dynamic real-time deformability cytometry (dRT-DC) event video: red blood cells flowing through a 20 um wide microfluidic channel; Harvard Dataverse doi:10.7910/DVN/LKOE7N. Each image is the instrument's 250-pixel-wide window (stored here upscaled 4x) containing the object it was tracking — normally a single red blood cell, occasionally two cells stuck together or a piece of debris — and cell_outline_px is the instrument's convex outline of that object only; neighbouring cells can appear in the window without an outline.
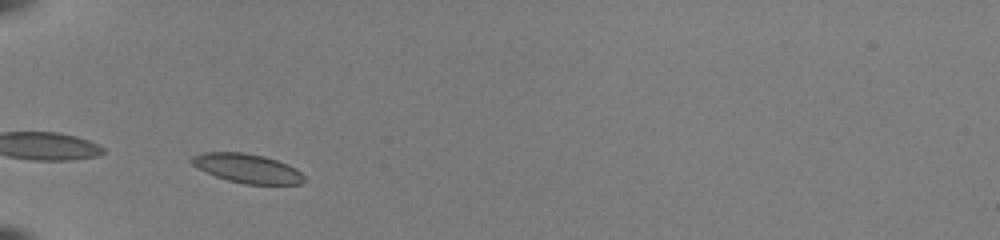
{"species": "common noctule bat (a hibernating species)", "species_latin": "Nyctalus noctula", "temperature_condition": "room temperature", "stored_images_in_passage": 31, "camera_frame_rate_fps": 3000, "um_per_image_px": 0.085, "animal": {"sex": "female", "body_mass_g": 22.0, "forearm_length_mm": 56.7}, "frame": {"image": 1, "passage_image": 1, "time_ms": 0.0, "image_size_px": [1000, 240], "cell_outline_px": [[304, 180], [300, 184], [244, 184], [228, 180], [216, 176], [192, 164], [188, 160], [192, 156], [204, 152], [244, 152], [264, 156], [288, 164], [296, 168], [304, 176]], "centroid_in_image_um": [21.02, 14.3], "position_along_channel_um": 64.0, "area_um2": 18.96}}
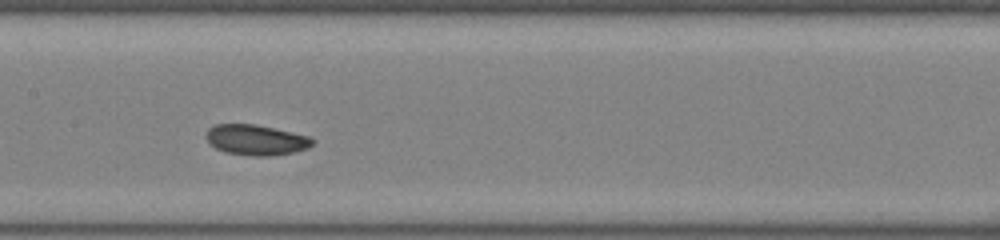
{"frame": {"image": 2, "passage_image": 11, "time_ms": 3.333, "image_size_px": [1000, 240], "cell_outline_px": [[316, 140], [308, 148], [292, 152], [268, 156], [252, 156], [224, 152], [216, 148], [208, 140], [208, 128], [216, 124], [252, 124], [272, 128], [308, 136]], "centroid_in_image_um": [21.77, 11.9], "position_along_channel_um": 185.6, "area_um2": 18.5}}
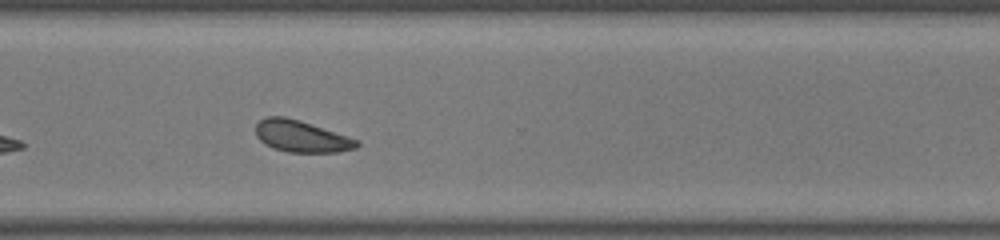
{"frame": {"image": 3, "passage_image": 23, "time_ms": 7.333, "image_size_px": [1000, 240], "cell_outline_px": [[360, 144], [356, 148], [336, 152], [288, 152], [272, 148], [260, 140], [256, 136], [256, 124], [260, 120], [268, 116], [284, 116], [300, 120], [360, 140]], "centroid_in_image_um": [25.62, 11.58], "position_along_channel_um": 345.0, "area_um2": 18.67}, "authors_computed_cell_mechanics": {"area_um2": 18.5538, "velocity_mm_per_s": 3.9794, "shape_relaxation_time_tau1_ms": 1.6752, "shape_relaxation_time_tau2_ms": 3.6919, "deformation_change_tau1": 0.0502, "deformation_change_tau2": 0.0999}}